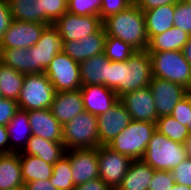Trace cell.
Listing matches in <instances>:
<instances>
[{
  "label": "cell",
  "mask_w": 191,
  "mask_h": 190,
  "mask_svg": "<svg viewBox=\"0 0 191 190\" xmlns=\"http://www.w3.org/2000/svg\"><path fill=\"white\" fill-rule=\"evenodd\" d=\"M151 79V59L147 50H136L127 61H110L108 88L115 91L119 98L149 86Z\"/></svg>",
  "instance_id": "6da1fadb"
},
{
  "label": "cell",
  "mask_w": 191,
  "mask_h": 190,
  "mask_svg": "<svg viewBox=\"0 0 191 190\" xmlns=\"http://www.w3.org/2000/svg\"><path fill=\"white\" fill-rule=\"evenodd\" d=\"M107 36L121 39L135 50H147L149 39L143 11L136 5L102 21Z\"/></svg>",
  "instance_id": "7a4b0ae2"
},
{
  "label": "cell",
  "mask_w": 191,
  "mask_h": 190,
  "mask_svg": "<svg viewBox=\"0 0 191 190\" xmlns=\"http://www.w3.org/2000/svg\"><path fill=\"white\" fill-rule=\"evenodd\" d=\"M187 159L183 143H179L160 134L157 130L152 134L142 160L154 170H173Z\"/></svg>",
  "instance_id": "3957f363"
},
{
  "label": "cell",
  "mask_w": 191,
  "mask_h": 190,
  "mask_svg": "<svg viewBox=\"0 0 191 190\" xmlns=\"http://www.w3.org/2000/svg\"><path fill=\"white\" fill-rule=\"evenodd\" d=\"M155 130L156 123L132 120L107 146L132 160L142 159Z\"/></svg>",
  "instance_id": "277c9868"
},
{
  "label": "cell",
  "mask_w": 191,
  "mask_h": 190,
  "mask_svg": "<svg viewBox=\"0 0 191 190\" xmlns=\"http://www.w3.org/2000/svg\"><path fill=\"white\" fill-rule=\"evenodd\" d=\"M152 76L176 82L189 89L191 85V65L182 51L149 52Z\"/></svg>",
  "instance_id": "5b68a950"
},
{
  "label": "cell",
  "mask_w": 191,
  "mask_h": 190,
  "mask_svg": "<svg viewBox=\"0 0 191 190\" xmlns=\"http://www.w3.org/2000/svg\"><path fill=\"white\" fill-rule=\"evenodd\" d=\"M56 90L44 73L25 74L17 103L25 111L51 108Z\"/></svg>",
  "instance_id": "8992f818"
},
{
  "label": "cell",
  "mask_w": 191,
  "mask_h": 190,
  "mask_svg": "<svg viewBox=\"0 0 191 190\" xmlns=\"http://www.w3.org/2000/svg\"><path fill=\"white\" fill-rule=\"evenodd\" d=\"M62 142L66 150L99 147L97 116L84 110L63 125Z\"/></svg>",
  "instance_id": "52a82bcc"
},
{
  "label": "cell",
  "mask_w": 191,
  "mask_h": 190,
  "mask_svg": "<svg viewBox=\"0 0 191 190\" xmlns=\"http://www.w3.org/2000/svg\"><path fill=\"white\" fill-rule=\"evenodd\" d=\"M64 51V40L53 25L47 26L36 44L27 49L28 74L44 73L55 55Z\"/></svg>",
  "instance_id": "ba28073f"
},
{
  "label": "cell",
  "mask_w": 191,
  "mask_h": 190,
  "mask_svg": "<svg viewBox=\"0 0 191 190\" xmlns=\"http://www.w3.org/2000/svg\"><path fill=\"white\" fill-rule=\"evenodd\" d=\"M44 74L57 92L74 91L82 86L79 63L64 52L55 55Z\"/></svg>",
  "instance_id": "9c48e42d"
},
{
  "label": "cell",
  "mask_w": 191,
  "mask_h": 190,
  "mask_svg": "<svg viewBox=\"0 0 191 190\" xmlns=\"http://www.w3.org/2000/svg\"><path fill=\"white\" fill-rule=\"evenodd\" d=\"M132 159L108 146L98 147L99 178L112 190L121 185Z\"/></svg>",
  "instance_id": "30bf717a"
},
{
  "label": "cell",
  "mask_w": 191,
  "mask_h": 190,
  "mask_svg": "<svg viewBox=\"0 0 191 190\" xmlns=\"http://www.w3.org/2000/svg\"><path fill=\"white\" fill-rule=\"evenodd\" d=\"M52 25L64 41H78L95 33L102 26V20L99 16H80L66 12Z\"/></svg>",
  "instance_id": "8fae6325"
},
{
  "label": "cell",
  "mask_w": 191,
  "mask_h": 190,
  "mask_svg": "<svg viewBox=\"0 0 191 190\" xmlns=\"http://www.w3.org/2000/svg\"><path fill=\"white\" fill-rule=\"evenodd\" d=\"M149 87L158 118L171 115L176 104L188 94L184 86L153 76Z\"/></svg>",
  "instance_id": "7c38bea8"
},
{
  "label": "cell",
  "mask_w": 191,
  "mask_h": 190,
  "mask_svg": "<svg viewBox=\"0 0 191 190\" xmlns=\"http://www.w3.org/2000/svg\"><path fill=\"white\" fill-rule=\"evenodd\" d=\"M47 24L12 20L9 28L0 39V49L30 48L40 39Z\"/></svg>",
  "instance_id": "4fadbf2b"
},
{
  "label": "cell",
  "mask_w": 191,
  "mask_h": 190,
  "mask_svg": "<svg viewBox=\"0 0 191 190\" xmlns=\"http://www.w3.org/2000/svg\"><path fill=\"white\" fill-rule=\"evenodd\" d=\"M76 186L99 178L98 147L66 150Z\"/></svg>",
  "instance_id": "5bb4252c"
},
{
  "label": "cell",
  "mask_w": 191,
  "mask_h": 190,
  "mask_svg": "<svg viewBox=\"0 0 191 190\" xmlns=\"http://www.w3.org/2000/svg\"><path fill=\"white\" fill-rule=\"evenodd\" d=\"M132 121L125 105L118 102L104 114L97 116L99 146H107Z\"/></svg>",
  "instance_id": "9a60e30c"
},
{
  "label": "cell",
  "mask_w": 191,
  "mask_h": 190,
  "mask_svg": "<svg viewBox=\"0 0 191 190\" xmlns=\"http://www.w3.org/2000/svg\"><path fill=\"white\" fill-rule=\"evenodd\" d=\"M119 100L125 105L132 120L156 123L158 117L149 86L125 93Z\"/></svg>",
  "instance_id": "2e32d148"
},
{
  "label": "cell",
  "mask_w": 191,
  "mask_h": 190,
  "mask_svg": "<svg viewBox=\"0 0 191 190\" xmlns=\"http://www.w3.org/2000/svg\"><path fill=\"white\" fill-rule=\"evenodd\" d=\"M106 33L103 25L93 34L80 40L64 41V53L81 63L95 55L104 53Z\"/></svg>",
  "instance_id": "e0dca14e"
},
{
  "label": "cell",
  "mask_w": 191,
  "mask_h": 190,
  "mask_svg": "<svg viewBox=\"0 0 191 190\" xmlns=\"http://www.w3.org/2000/svg\"><path fill=\"white\" fill-rule=\"evenodd\" d=\"M80 91L84 109L94 116L104 114L119 100L117 93L104 85H85Z\"/></svg>",
  "instance_id": "ac0fdd59"
},
{
  "label": "cell",
  "mask_w": 191,
  "mask_h": 190,
  "mask_svg": "<svg viewBox=\"0 0 191 190\" xmlns=\"http://www.w3.org/2000/svg\"><path fill=\"white\" fill-rule=\"evenodd\" d=\"M32 135L40 138L62 142L63 126L54 117L50 108L27 111Z\"/></svg>",
  "instance_id": "d6986e66"
},
{
  "label": "cell",
  "mask_w": 191,
  "mask_h": 190,
  "mask_svg": "<svg viewBox=\"0 0 191 190\" xmlns=\"http://www.w3.org/2000/svg\"><path fill=\"white\" fill-rule=\"evenodd\" d=\"M50 109L60 124L65 125L85 110L80 89L56 92Z\"/></svg>",
  "instance_id": "ffe728a7"
},
{
  "label": "cell",
  "mask_w": 191,
  "mask_h": 190,
  "mask_svg": "<svg viewBox=\"0 0 191 190\" xmlns=\"http://www.w3.org/2000/svg\"><path fill=\"white\" fill-rule=\"evenodd\" d=\"M79 67L82 86L104 85L108 88L110 60L104 53L82 61Z\"/></svg>",
  "instance_id": "44dd1931"
},
{
  "label": "cell",
  "mask_w": 191,
  "mask_h": 190,
  "mask_svg": "<svg viewBox=\"0 0 191 190\" xmlns=\"http://www.w3.org/2000/svg\"><path fill=\"white\" fill-rule=\"evenodd\" d=\"M9 139V153H19L32 136L27 111L19 109L6 125Z\"/></svg>",
  "instance_id": "7402d4cb"
},
{
  "label": "cell",
  "mask_w": 191,
  "mask_h": 190,
  "mask_svg": "<svg viewBox=\"0 0 191 190\" xmlns=\"http://www.w3.org/2000/svg\"><path fill=\"white\" fill-rule=\"evenodd\" d=\"M145 17L149 41L174 26L175 4H168L150 10H142Z\"/></svg>",
  "instance_id": "603a6c76"
},
{
  "label": "cell",
  "mask_w": 191,
  "mask_h": 190,
  "mask_svg": "<svg viewBox=\"0 0 191 190\" xmlns=\"http://www.w3.org/2000/svg\"><path fill=\"white\" fill-rule=\"evenodd\" d=\"M22 153L38 156L43 161L54 165L66 154V148L63 142L49 141L32 135Z\"/></svg>",
  "instance_id": "cb8c5ba5"
},
{
  "label": "cell",
  "mask_w": 191,
  "mask_h": 190,
  "mask_svg": "<svg viewBox=\"0 0 191 190\" xmlns=\"http://www.w3.org/2000/svg\"><path fill=\"white\" fill-rule=\"evenodd\" d=\"M154 171L142 159L132 160L117 190H149Z\"/></svg>",
  "instance_id": "d4e9b609"
},
{
  "label": "cell",
  "mask_w": 191,
  "mask_h": 190,
  "mask_svg": "<svg viewBox=\"0 0 191 190\" xmlns=\"http://www.w3.org/2000/svg\"><path fill=\"white\" fill-rule=\"evenodd\" d=\"M23 185L19 154H0V190H12Z\"/></svg>",
  "instance_id": "484cf974"
},
{
  "label": "cell",
  "mask_w": 191,
  "mask_h": 190,
  "mask_svg": "<svg viewBox=\"0 0 191 190\" xmlns=\"http://www.w3.org/2000/svg\"><path fill=\"white\" fill-rule=\"evenodd\" d=\"M22 179L24 184L32 181H44L52 177L53 165L43 161L38 156L19 152Z\"/></svg>",
  "instance_id": "4316f807"
},
{
  "label": "cell",
  "mask_w": 191,
  "mask_h": 190,
  "mask_svg": "<svg viewBox=\"0 0 191 190\" xmlns=\"http://www.w3.org/2000/svg\"><path fill=\"white\" fill-rule=\"evenodd\" d=\"M191 35L173 26L162 34L154 36L148 44V52L181 51Z\"/></svg>",
  "instance_id": "83f0119b"
},
{
  "label": "cell",
  "mask_w": 191,
  "mask_h": 190,
  "mask_svg": "<svg viewBox=\"0 0 191 190\" xmlns=\"http://www.w3.org/2000/svg\"><path fill=\"white\" fill-rule=\"evenodd\" d=\"M12 20L42 23L41 0H7Z\"/></svg>",
  "instance_id": "f1b7e54d"
},
{
  "label": "cell",
  "mask_w": 191,
  "mask_h": 190,
  "mask_svg": "<svg viewBox=\"0 0 191 190\" xmlns=\"http://www.w3.org/2000/svg\"><path fill=\"white\" fill-rule=\"evenodd\" d=\"M25 74L0 63V89L4 98L18 100Z\"/></svg>",
  "instance_id": "f546056e"
},
{
  "label": "cell",
  "mask_w": 191,
  "mask_h": 190,
  "mask_svg": "<svg viewBox=\"0 0 191 190\" xmlns=\"http://www.w3.org/2000/svg\"><path fill=\"white\" fill-rule=\"evenodd\" d=\"M49 181L58 190H73L75 188L70 159L66 155L53 165V173Z\"/></svg>",
  "instance_id": "4dcf8cb0"
},
{
  "label": "cell",
  "mask_w": 191,
  "mask_h": 190,
  "mask_svg": "<svg viewBox=\"0 0 191 190\" xmlns=\"http://www.w3.org/2000/svg\"><path fill=\"white\" fill-rule=\"evenodd\" d=\"M156 130L167 138L184 143L189 137L187 126L181 125L172 116H162L156 121Z\"/></svg>",
  "instance_id": "1f68e13d"
},
{
  "label": "cell",
  "mask_w": 191,
  "mask_h": 190,
  "mask_svg": "<svg viewBox=\"0 0 191 190\" xmlns=\"http://www.w3.org/2000/svg\"><path fill=\"white\" fill-rule=\"evenodd\" d=\"M136 50L121 39L107 36L105 40L104 54L110 61L122 62L128 58Z\"/></svg>",
  "instance_id": "d6a6232c"
},
{
  "label": "cell",
  "mask_w": 191,
  "mask_h": 190,
  "mask_svg": "<svg viewBox=\"0 0 191 190\" xmlns=\"http://www.w3.org/2000/svg\"><path fill=\"white\" fill-rule=\"evenodd\" d=\"M27 48L0 49L1 62L18 72L28 74Z\"/></svg>",
  "instance_id": "836d02e7"
},
{
  "label": "cell",
  "mask_w": 191,
  "mask_h": 190,
  "mask_svg": "<svg viewBox=\"0 0 191 190\" xmlns=\"http://www.w3.org/2000/svg\"><path fill=\"white\" fill-rule=\"evenodd\" d=\"M42 23L52 25L67 12L68 0H41Z\"/></svg>",
  "instance_id": "e575fe53"
},
{
  "label": "cell",
  "mask_w": 191,
  "mask_h": 190,
  "mask_svg": "<svg viewBox=\"0 0 191 190\" xmlns=\"http://www.w3.org/2000/svg\"><path fill=\"white\" fill-rule=\"evenodd\" d=\"M102 0H68L67 12L80 16H99Z\"/></svg>",
  "instance_id": "d590c367"
},
{
  "label": "cell",
  "mask_w": 191,
  "mask_h": 190,
  "mask_svg": "<svg viewBox=\"0 0 191 190\" xmlns=\"http://www.w3.org/2000/svg\"><path fill=\"white\" fill-rule=\"evenodd\" d=\"M174 26L191 35V4L175 3Z\"/></svg>",
  "instance_id": "8d00e7d4"
},
{
  "label": "cell",
  "mask_w": 191,
  "mask_h": 190,
  "mask_svg": "<svg viewBox=\"0 0 191 190\" xmlns=\"http://www.w3.org/2000/svg\"><path fill=\"white\" fill-rule=\"evenodd\" d=\"M175 185L173 174L169 170H155L149 190H171Z\"/></svg>",
  "instance_id": "74e56055"
},
{
  "label": "cell",
  "mask_w": 191,
  "mask_h": 190,
  "mask_svg": "<svg viewBox=\"0 0 191 190\" xmlns=\"http://www.w3.org/2000/svg\"><path fill=\"white\" fill-rule=\"evenodd\" d=\"M131 5L128 0H102L99 17L103 21L111 15L128 9Z\"/></svg>",
  "instance_id": "f35d334b"
},
{
  "label": "cell",
  "mask_w": 191,
  "mask_h": 190,
  "mask_svg": "<svg viewBox=\"0 0 191 190\" xmlns=\"http://www.w3.org/2000/svg\"><path fill=\"white\" fill-rule=\"evenodd\" d=\"M190 112L191 96L187 94L176 104L170 116L177 120L181 125L187 126L189 124Z\"/></svg>",
  "instance_id": "ab89813d"
},
{
  "label": "cell",
  "mask_w": 191,
  "mask_h": 190,
  "mask_svg": "<svg viewBox=\"0 0 191 190\" xmlns=\"http://www.w3.org/2000/svg\"><path fill=\"white\" fill-rule=\"evenodd\" d=\"M175 183L191 187V159L187 158L171 170Z\"/></svg>",
  "instance_id": "60d3db41"
},
{
  "label": "cell",
  "mask_w": 191,
  "mask_h": 190,
  "mask_svg": "<svg viewBox=\"0 0 191 190\" xmlns=\"http://www.w3.org/2000/svg\"><path fill=\"white\" fill-rule=\"evenodd\" d=\"M19 110L16 100L1 98L0 99V125L6 126Z\"/></svg>",
  "instance_id": "b9f144b4"
},
{
  "label": "cell",
  "mask_w": 191,
  "mask_h": 190,
  "mask_svg": "<svg viewBox=\"0 0 191 190\" xmlns=\"http://www.w3.org/2000/svg\"><path fill=\"white\" fill-rule=\"evenodd\" d=\"M12 22V15L10 12L7 0H0V39L9 28Z\"/></svg>",
  "instance_id": "7bdbcfd3"
},
{
  "label": "cell",
  "mask_w": 191,
  "mask_h": 190,
  "mask_svg": "<svg viewBox=\"0 0 191 190\" xmlns=\"http://www.w3.org/2000/svg\"><path fill=\"white\" fill-rule=\"evenodd\" d=\"M178 1L179 0H137L135 5L141 10H150L168 4H175Z\"/></svg>",
  "instance_id": "ee69618b"
},
{
  "label": "cell",
  "mask_w": 191,
  "mask_h": 190,
  "mask_svg": "<svg viewBox=\"0 0 191 190\" xmlns=\"http://www.w3.org/2000/svg\"><path fill=\"white\" fill-rule=\"evenodd\" d=\"M73 190H112V189L103 180L98 178L90 180L81 185H78Z\"/></svg>",
  "instance_id": "f6af8a7d"
},
{
  "label": "cell",
  "mask_w": 191,
  "mask_h": 190,
  "mask_svg": "<svg viewBox=\"0 0 191 190\" xmlns=\"http://www.w3.org/2000/svg\"><path fill=\"white\" fill-rule=\"evenodd\" d=\"M27 190H58L56 187H54L49 179L44 181H32L24 184Z\"/></svg>",
  "instance_id": "bcb514c9"
},
{
  "label": "cell",
  "mask_w": 191,
  "mask_h": 190,
  "mask_svg": "<svg viewBox=\"0 0 191 190\" xmlns=\"http://www.w3.org/2000/svg\"><path fill=\"white\" fill-rule=\"evenodd\" d=\"M9 153V139L7 127L0 125V154Z\"/></svg>",
  "instance_id": "7dc6e473"
},
{
  "label": "cell",
  "mask_w": 191,
  "mask_h": 190,
  "mask_svg": "<svg viewBox=\"0 0 191 190\" xmlns=\"http://www.w3.org/2000/svg\"><path fill=\"white\" fill-rule=\"evenodd\" d=\"M181 51L186 61L191 65V37Z\"/></svg>",
  "instance_id": "c3c4849f"
},
{
  "label": "cell",
  "mask_w": 191,
  "mask_h": 190,
  "mask_svg": "<svg viewBox=\"0 0 191 190\" xmlns=\"http://www.w3.org/2000/svg\"><path fill=\"white\" fill-rule=\"evenodd\" d=\"M186 151L187 158L191 159V135L183 143Z\"/></svg>",
  "instance_id": "681fc988"
},
{
  "label": "cell",
  "mask_w": 191,
  "mask_h": 190,
  "mask_svg": "<svg viewBox=\"0 0 191 190\" xmlns=\"http://www.w3.org/2000/svg\"><path fill=\"white\" fill-rule=\"evenodd\" d=\"M171 190H191V187L183 186L180 184L175 183Z\"/></svg>",
  "instance_id": "f907efd6"
},
{
  "label": "cell",
  "mask_w": 191,
  "mask_h": 190,
  "mask_svg": "<svg viewBox=\"0 0 191 190\" xmlns=\"http://www.w3.org/2000/svg\"><path fill=\"white\" fill-rule=\"evenodd\" d=\"M189 135H191V112H190V117H189V124L187 125Z\"/></svg>",
  "instance_id": "816d5d0a"
},
{
  "label": "cell",
  "mask_w": 191,
  "mask_h": 190,
  "mask_svg": "<svg viewBox=\"0 0 191 190\" xmlns=\"http://www.w3.org/2000/svg\"><path fill=\"white\" fill-rule=\"evenodd\" d=\"M12 190H27L26 187L23 185L21 187H18L16 189H12Z\"/></svg>",
  "instance_id": "f5cc1de1"
},
{
  "label": "cell",
  "mask_w": 191,
  "mask_h": 190,
  "mask_svg": "<svg viewBox=\"0 0 191 190\" xmlns=\"http://www.w3.org/2000/svg\"><path fill=\"white\" fill-rule=\"evenodd\" d=\"M132 5H135L137 3V0H128Z\"/></svg>",
  "instance_id": "db71d44e"
},
{
  "label": "cell",
  "mask_w": 191,
  "mask_h": 190,
  "mask_svg": "<svg viewBox=\"0 0 191 190\" xmlns=\"http://www.w3.org/2000/svg\"><path fill=\"white\" fill-rule=\"evenodd\" d=\"M181 2L187 3V4H191V0H180Z\"/></svg>",
  "instance_id": "11a10c76"
},
{
  "label": "cell",
  "mask_w": 191,
  "mask_h": 190,
  "mask_svg": "<svg viewBox=\"0 0 191 190\" xmlns=\"http://www.w3.org/2000/svg\"><path fill=\"white\" fill-rule=\"evenodd\" d=\"M188 94L191 96V85L190 88L188 89Z\"/></svg>",
  "instance_id": "9f6ffc18"
},
{
  "label": "cell",
  "mask_w": 191,
  "mask_h": 190,
  "mask_svg": "<svg viewBox=\"0 0 191 190\" xmlns=\"http://www.w3.org/2000/svg\"><path fill=\"white\" fill-rule=\"evenodd\" d=\"M1 98H3V95H2V93H1V89H0V99H1Z\"/></svg>",
  "instance_id": "6f0895ef"
}]
</instances>
